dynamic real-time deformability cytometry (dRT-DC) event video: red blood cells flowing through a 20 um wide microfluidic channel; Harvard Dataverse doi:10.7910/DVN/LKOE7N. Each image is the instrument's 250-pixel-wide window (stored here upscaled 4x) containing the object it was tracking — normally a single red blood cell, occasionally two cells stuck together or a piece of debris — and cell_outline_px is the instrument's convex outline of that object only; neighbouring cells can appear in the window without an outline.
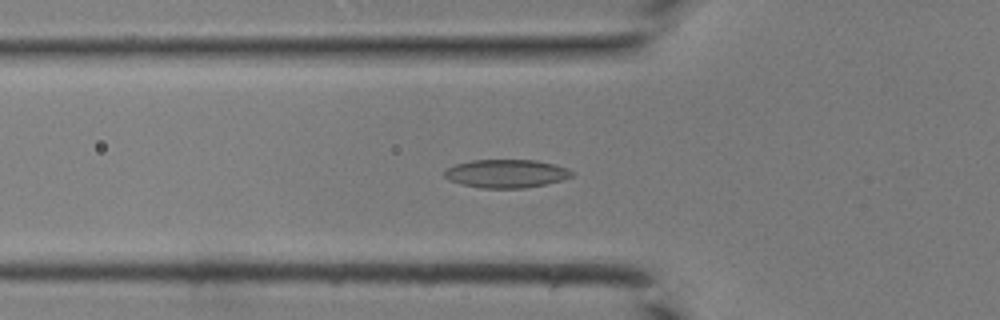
{"species": "common noctule bat (a hibernating species)", "species_latin": "Nyctalus noctula", "temperature_condition": "room temperature", "stored_images_in_passage": 43, "camera_frame_rate_fps": 3000, "um_per_image_px": 0.085, "animal": {"sex": "male", "body_mass_g": 19.0, "forearm_length_mm": 50.8}, "frame": {"image": 1, "passage_image": 16, "time_ms": 5.0, "image_size_px": [1000, 320], "cell_outline_px": [[576, 172], [572, 176], [560, 180], [544, 184], [524, 188], [480, 188], [460, 184], [448, 180], [444, 176], [444, 172], [448, 168], [456, 164], [472, 160], [536, 160], [568, 168]], "centroid_in_image_um": [43.02, 14.75], "position_along_channel_um": 82.8, "area_um2": 20.98}}
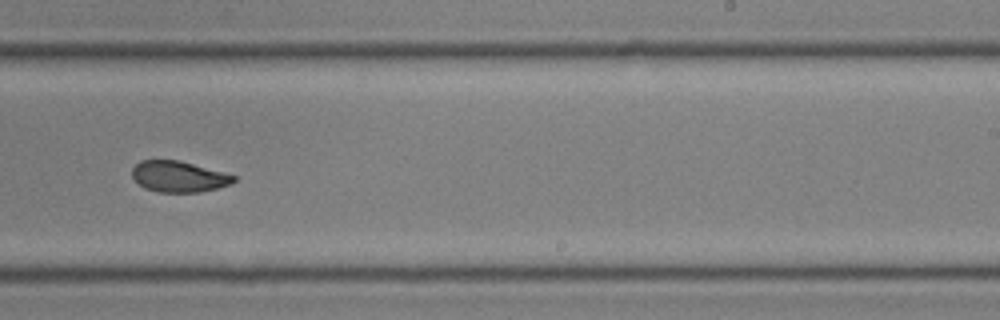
{"frame": {"image": 2, "passage_image": 28, "time_ms": 9.0, "image_size_px": [1000, 320], "cell_outline_px": [[236, 180], [232, 184], [200, 192], [160, 192], [144, 188], [132, 176], [132, 168], [140, 160], [180, 160], [236, 176]], "centroid_in_image_um": [15.19, 15.01], "position_along_channel_um": 273.8, "area_um2": 18.26}}
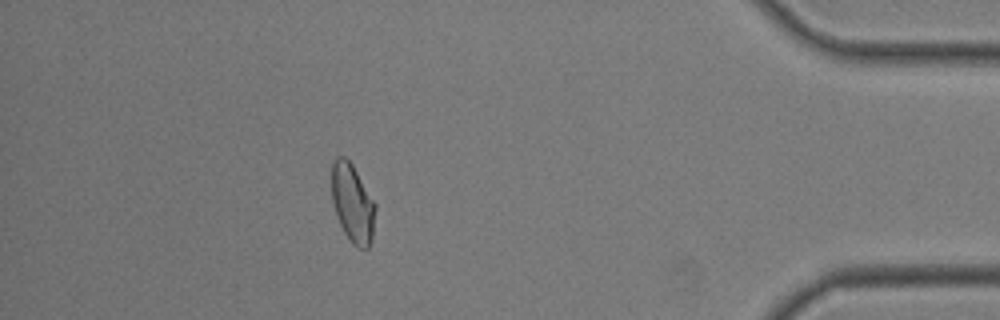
{"frame": {"image": 3, "passage_image": 39, "time_ms": 12.667, "image_size_px": [1000, 320], "cell_outline_px": [[376, 208], [372, 240], [368, 248], [356, 248], [348, 240], [336, 216], [332, 204], [332, 160], [336, 156], [344, 156], [352, 164], [376, 204]], "centroid_in_image_um": [29.96, 17.29], "position_along_channel_um": 405.2, "area_um2": 20.23}}